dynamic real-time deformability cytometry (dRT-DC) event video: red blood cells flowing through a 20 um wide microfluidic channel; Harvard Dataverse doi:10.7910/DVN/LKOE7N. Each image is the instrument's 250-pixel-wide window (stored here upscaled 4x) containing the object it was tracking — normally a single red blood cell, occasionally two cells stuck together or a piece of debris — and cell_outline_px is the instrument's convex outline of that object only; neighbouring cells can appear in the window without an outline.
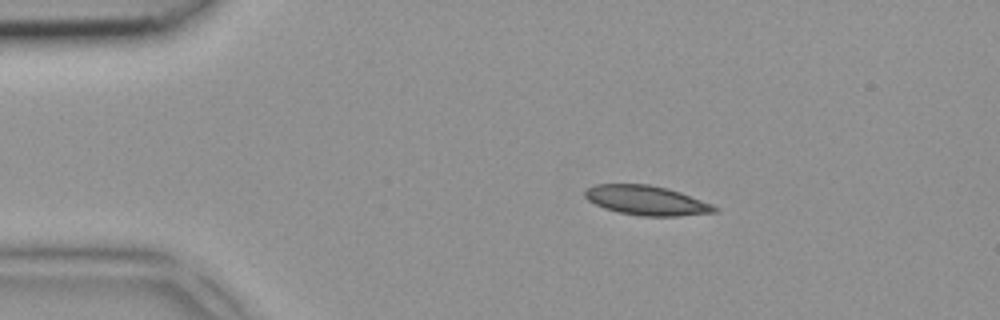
{"species": "common noctule bat (a hibernating species)", "species_latin": "Nyctalus noctula", "temperature_condition": "room temperature", "stored_images_in_passage": 4, "camera_frame_rate_fps": 3000, "um_per_image_px": 0.085, "animal": {"sex": "female", "body_mass_g": 18.4}, "frame": {"image": 1, "passage_image": 2, "time_ms": 0.333, "image_size_px": [1000, 320], "cell_outline_px": [[720, 208], [716, 212], [676, 216], [644, 216], [620, 212], [604, 208], [588, 200], [584, 196], [584, 192], [588, 188], [596, 184], [648, 184], [668, 188], [680, 192], [712, 204]], "centroid_in_image_um": [54.97, 17.03], "position_along_channel_um": 30.0, "area_um2": 22.14}}